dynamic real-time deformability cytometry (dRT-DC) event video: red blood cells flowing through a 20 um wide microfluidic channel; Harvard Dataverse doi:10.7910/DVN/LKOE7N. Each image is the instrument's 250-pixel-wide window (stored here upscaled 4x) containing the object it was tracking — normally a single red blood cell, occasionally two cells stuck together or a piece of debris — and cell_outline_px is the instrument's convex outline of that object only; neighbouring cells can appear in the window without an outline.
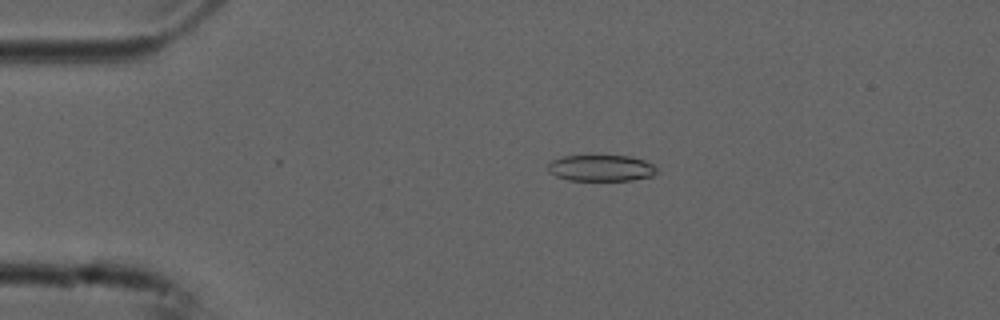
{"species": "common noctule bat (a hibernating species)", "species_latin": "Nyctalus noctula", "temperature_condition": "cold", "stored_images_in_passage": 6, "camera_frame_rate_fps": 3000, "um_per_image_px": 0.085, "animal": {"sex": "male", "forearm_length_mm": 52.5}, "frame": {"image": 1, "passage_image": 4, "time_ms": 1.0, "image_size_px": [1000, 320], "cell_outline_px": [[660, 172], [652, 176], [632, 180], [568, 180], [556, 176], [548, 172], [548, 164], [552, 160], [564, 156], [632, 156], [656, 164]], "centroid_in_image_um": [51.16, 14.28], "position_along_channel_um": 33.8, "area_um2": 16.88}}